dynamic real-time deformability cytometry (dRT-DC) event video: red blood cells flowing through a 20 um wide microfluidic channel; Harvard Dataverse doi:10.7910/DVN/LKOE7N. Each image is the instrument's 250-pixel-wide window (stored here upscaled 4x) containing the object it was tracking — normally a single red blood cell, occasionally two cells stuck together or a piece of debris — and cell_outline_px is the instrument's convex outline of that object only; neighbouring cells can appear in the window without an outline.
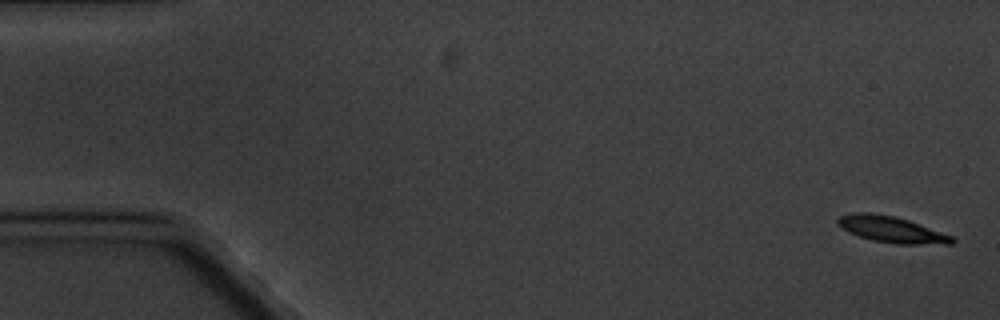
{"species": "common noctule bat (a hibernating species)", "species_latin": "Nyctalus noctula", "temperature_condition": "cold", "stored_images_in_passage": 6, "segment_of_instrument_passage": [1, 2], "camera_frame_rate_fps": 3000, "um_per_image_px": 0.085, "animal": {"sex": "male", "body_mass_g": 20.1, "forearm_length_mm": 53.5}, "frame": {"image": 1, "passage_image": 1, "time_ms": 0.0, "image_size_px": [1000, 320], "cell_outline_px": [[956, 240], [952, 244], [896, 244], [872, 240], [848, 232], [840, 228], [836, 224], [836, 220], [840, 216], [852, 212], [872, 212], [896, 216], [908, 220], [952, 236]], "centroid_in_image_um": [75.73, 19.49], "position_along_channel_um": 9.3, "area_um2": 17.57}}
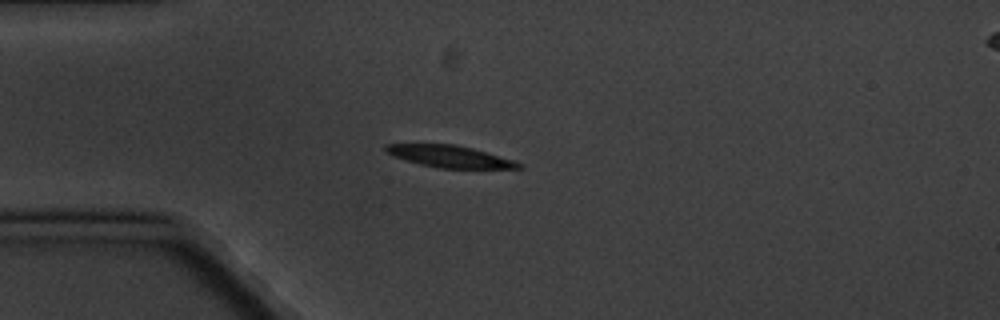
{"frame": {"image": 2, "passage_image": 5, "time_ms": 4.667, "image_size_px": [1000, 320], "cell_outline_px": [[524, 168], [440, 168], [420, 164], [392, 156], [384, 152], [384, 144], [456, 144], [472, 148], [516, 160], [524, 164]], "centroid_in_image_um": [38.24, 13.29], "position_along_channel_um": 46.8, "area_um2": 17.11}}